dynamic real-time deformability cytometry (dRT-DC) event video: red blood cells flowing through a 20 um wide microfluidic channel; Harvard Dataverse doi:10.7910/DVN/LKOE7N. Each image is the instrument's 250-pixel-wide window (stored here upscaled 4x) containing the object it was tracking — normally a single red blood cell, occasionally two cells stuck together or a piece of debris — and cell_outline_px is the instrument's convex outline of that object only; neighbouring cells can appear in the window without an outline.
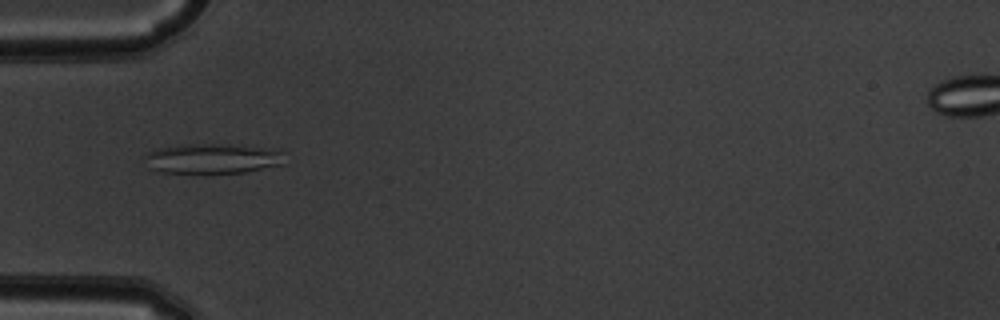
{"species": "common noctule bat (a hibernating species)", "species_latin": "Nyctalus noctula", "temperature_condition": "warm", "stored_images_in_passage": 52, "camera_frame_rate_fps": 3000, "um_per_image_px": 0.085, "animal": {"sex": "male", "body_mass_g": 19.5, "forearm_length_mm": 54.6}, "frame": {"image": 1, "passage_image": 17, "time_ms": 5.333, "image_size_px": [1000, 320], "cell_outline_px": [[284, 164], [244, 172], [164, 172], [148, 168], [144, 156], [148, 152], [160, 148], [184, 144], [228, 144], [280, 148], [284, 152]], "centroid_in_image_um": [18.15, 13.45], "position_along_channel_um": 66.9, "area_um2": 24.57}}
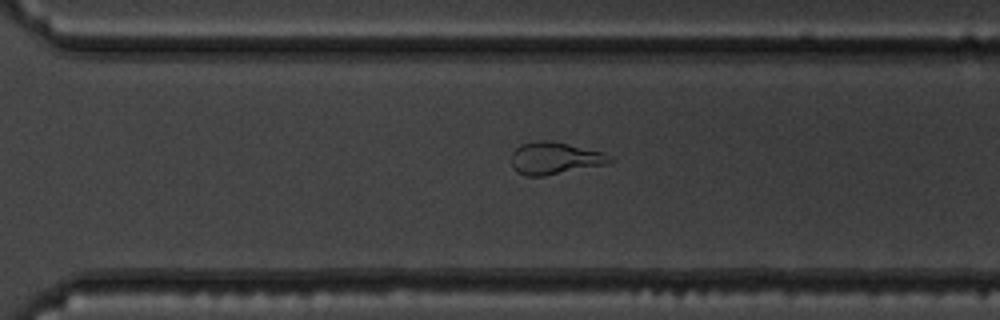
{"frame": {"image": 2, "passage_image": 37, "time_ms": 12.0, "image_size_px": [1000, 320], "cell_outline_px": [[616, 160], [608, 164], [544, 176], [524, 176], [516, 172], [512, 168], [512, 152], [520, 144], [540, 140], [548, 140], [568, 144], [604, 152]], "centroid_in_image_um": [47.16, 13.46], "position_along_channel_um": 323.4, "area_um2": 18.67}}
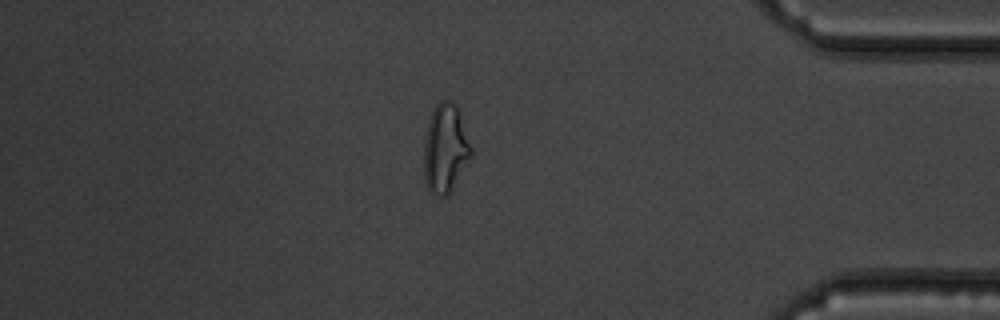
{"frame": {"image": 3, "passage_image": 45, "time_ms": 14.667, "image_size_px": [1000, 320], "cell_outline_px": [[472, 156], [448, 192], [444, 196], [432, 196], [428, 192], [424, 180], [424, 144], [428, 120], [436, 104], [440, 100], [452, 100], [456, 104], [472, 148]], "centroid_in_image_um": [37.83, 12.61], "position_along_channel_um": 397.4, "area_um2": 24.33}, "authors_computed_cell_mechanics": {"area_um2": 23.0911, "velocity_mm_per_s": 3.8693, "shape_relaxation_time_tau1_ms": null, "shape_relaxation_time_tau2_ms": 2.0025, "deformation_change_tau1": null, "deformation_change_tau2": 0.089}}